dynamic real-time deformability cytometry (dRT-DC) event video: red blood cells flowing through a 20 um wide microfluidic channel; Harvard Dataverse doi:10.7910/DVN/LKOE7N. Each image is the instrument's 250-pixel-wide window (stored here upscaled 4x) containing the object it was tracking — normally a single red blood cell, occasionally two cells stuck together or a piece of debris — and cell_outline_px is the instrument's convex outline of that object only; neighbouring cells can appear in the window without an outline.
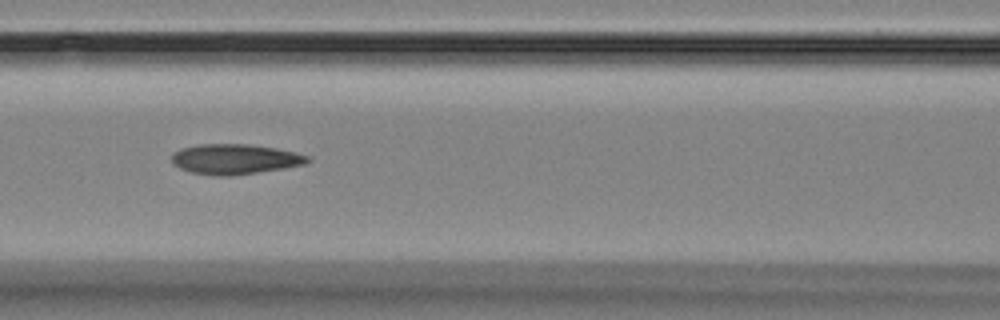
{"species": "Egyptian fruit bat (a non-hibernating species)", "species_latin": "Rousettus aegyptiacus", "temperature_condition": "room temperature", "stored_images_in_passage": 17, "camera_frame_rate_fps": 3000, "um_per_image_px": 0.085, "animal": {"sex": "female"}, "frame": {"image": 1, "passage_image": 8, "time_ms": 8.0, "image_size_px": [1000, 320], "cell_outline_px": [[312, 160], [304, 164], [284, 168], [232, 176], [212, 176], [192, 172], [180, 168], [172, 160], [172, 156], [180, 148], [200, 144], [248, 144], [276, 148], [308, 156]], "centroid_in_image_um": [19.97, 13.53], "position_along_channel_um": 146.6, "area_um2": 23.7}}
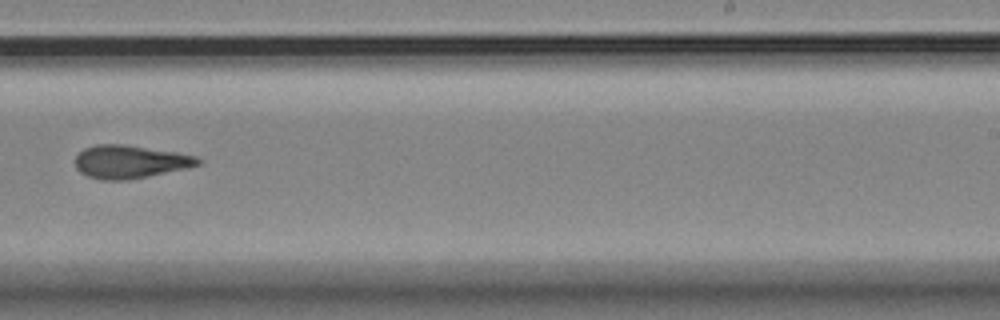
{"frame": {"image": 2, "passage_image": 11, "time_ms": 11.667, "image_size_px": [1000, 320], "cell_outline_px": [[204, 160], [200, 164], [188, 168], [128, 180], [100, 180], [88, 176], [80, 172], [76, 168], [76, 156], [84, 148], [96, 144], [124, 144], [176, 152], [196, 156]], "centroid_in_image_um": [11.07, 13.75], "position_along_channel_um": 277.9, "area_um2": 23.76}}
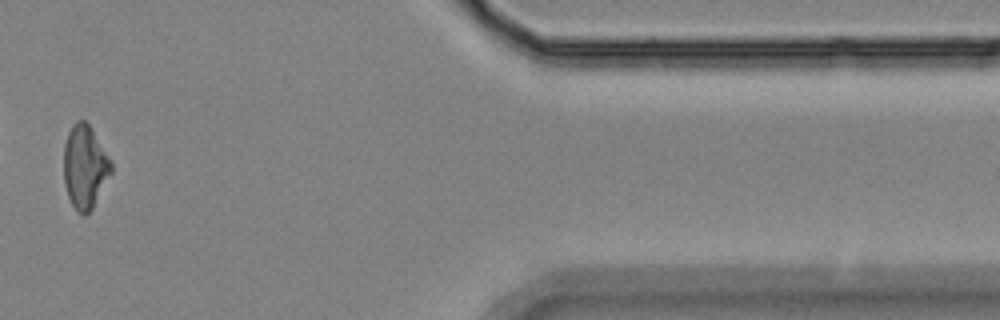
{"frame": {"image": 3, "passage_image": 15, "time_ms": 16.333, "image_size_px": [1000, 320], "cell_outline_px": [[112, 172], [92, 208], [84, 216], [76, 212], [68, 196], [64, 184], [64, 144], [68, 132], [72, 124], [76, 120], [84, 120], [92, 128], [112, 164]], "centroid_in_image_um": [7.19, 14.18], "position_along_channel_um": 404.2, "area_um2": 22.95}, "authors_computed_cell_mechanics": {"area_um2": 23.7558, "velocity_mm_per_s": 3.6041, "shape_relaxation_time_tau1_ms": null, "shape_relaxation_time_tau2_ms": 3.3369, "deformation_change_tau1": null, "deformation_change_tau2": 0.1115}}